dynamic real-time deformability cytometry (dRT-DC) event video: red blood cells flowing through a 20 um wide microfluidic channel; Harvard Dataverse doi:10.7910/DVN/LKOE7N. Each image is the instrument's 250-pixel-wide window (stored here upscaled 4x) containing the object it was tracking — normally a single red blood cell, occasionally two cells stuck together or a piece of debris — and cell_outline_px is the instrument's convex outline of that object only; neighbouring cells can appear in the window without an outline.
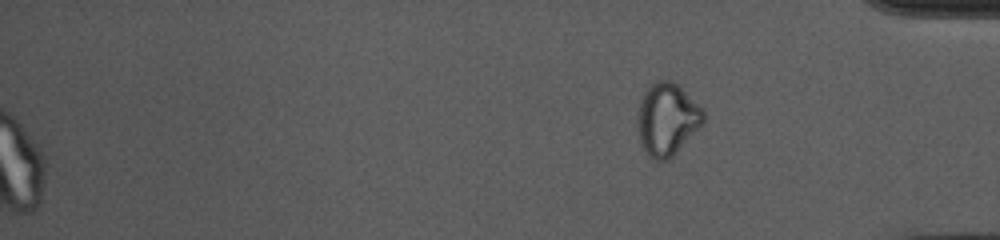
{"species": "common noctule bat (a hibernating species)", "species_latin": "Nyctalus noctula", "temperature_condition": "cold", "stored_images_in_passage": 54, "segment_of_instrument_passage": [2, 2], "camera_frame_rate_fps": 3000, "um_per_image_px": 0.085, "animal": {"sex": "female", "body_mass_g": 10.0, "forearm_length_mm": 53.1}, "frame": {"image": 1, "passage_image": 54, "time_ms": 17.667, "image_size_px": [1000, 240], "cell_outline_px": [[704, 124], [668, 160], [656, 160], [648, 156], [640, 140], [636, 124], [636, 116], [640, 100], [644, 92], [656, 80], [672, 80], [680, 84], [704, 112]], "centroid_in_image_um": [56.69, 10.11], "position_along_channel_um": 378.5, "area_um2": 27.98}}